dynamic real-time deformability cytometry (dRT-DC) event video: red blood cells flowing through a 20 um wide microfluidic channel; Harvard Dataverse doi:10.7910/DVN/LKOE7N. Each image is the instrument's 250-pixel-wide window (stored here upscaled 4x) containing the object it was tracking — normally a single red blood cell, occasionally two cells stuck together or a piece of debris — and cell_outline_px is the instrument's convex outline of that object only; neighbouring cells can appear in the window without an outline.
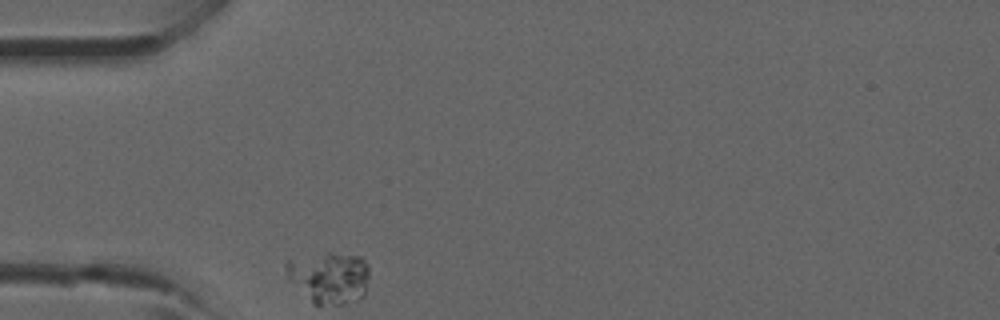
{"species": "common noctule bat (a hibernating species)", "species_latin": "Nyctalus noctula", "temperature_condition": "room temperature", "stored_images_in_passage": 1, "camera_frame_rate_fps": 3000, "um_per_image_px": 0.085, "animal": {"sex": "male", "forearm_length_mm": 52.5}, "frame": {"image": 1, "passage_image": 1, "time_ms": 0.0, "image_size_px": [1000, 320], "cell_outline_px": [[368, 276], [364, 296], [356, 300], [344, 304], [316, 304], [288, 276], [284, 264], [288, 260], [324, 256], [360, 256], [364, 260], [368, 268]], "centroid_in_image_um": [28.05, 23.63], "position_along_channel_um": 57.0, "area_um2": 23.29}}